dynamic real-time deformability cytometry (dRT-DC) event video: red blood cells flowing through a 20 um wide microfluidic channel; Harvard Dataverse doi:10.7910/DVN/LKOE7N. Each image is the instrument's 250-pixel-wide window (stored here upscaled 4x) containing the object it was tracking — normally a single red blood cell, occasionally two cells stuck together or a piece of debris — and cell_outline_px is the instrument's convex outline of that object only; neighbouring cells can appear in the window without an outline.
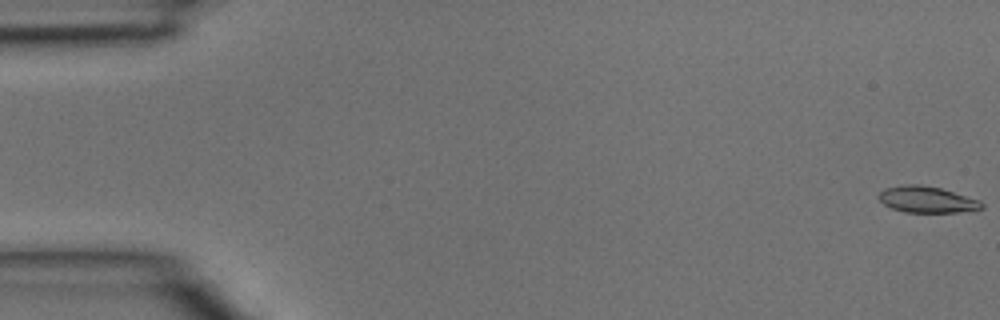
{"species": "common noctule bat (a hibernating species)", "species_latin": "Nyctalus noctula", "temperature_condition": "room temperature", "stored_images_in_passage": 9, "camera_frame_rate_fps": 3000, "um_per_image_px": 0.085, "animal": {"sex": "male", "body_mass_g": 15.6}, "frame": {"image": 1, "passage_image": 1, "time_ms": 0.0, "image_size_px": [1000, 320], "cell_outline_px": [[984, 208], [956, 212], [904, 212], [892, 208], [884, 204], [876, 196], [884, 188], [904, 184], [920, 184], [940, 188], [980, 200], [984, 204]], "centroid_in_image_um": [78.76, 16.95], "position_along_channel_um": 6.2, "area_um2": 15.78}}